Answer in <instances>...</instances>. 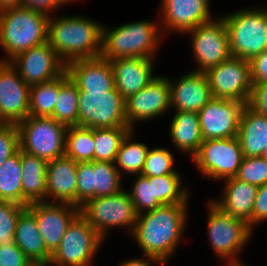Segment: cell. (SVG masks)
<instances>
[{"mask_svg": "<svg viewBox=\"0 0 267 266\" xmlns=\"http://www.w3.org/2000/svg\"><path fill=\"white\" fill-rule=\"evenodd\" d=\"M188 211V204H169L140 213L131 236L144 255L167 263L182 241Z\"/></svg>", "mask_w": 267, "mask_h": 266, "instance_id": "cell-1", "label": "cell"}, {"mask_svg": "<svg viewBox=\"0 0 267 266\" xmlns=\"http://www.w3.org/2000/svg\"><path fill=\"white\" fill-rule=\"evenodd\" d=\"M50 15L47 42L67 65L78 59L100 57L102 27L94 20L80 15Z\"/></svg>", "mask_w": 267, "mask_h": 266, "instance_id": "cell-2", "label": "cell"}, {"mask_svg": "<svg viewBox=\"0 0 267 266\" xmlns=\"http://www.w3.org/2000/svg\"><path fill=\"white\" fill-rule=\"evenodd\" d=\"M49 15L24 6L0 10V47L10 62L18 54L47 42Z\"/></svg>", "mask_w": 267, "mask_h": 266, "instance_id": "cell-3", "label": "cell"}, {"mask_svg": "<svg viewBox=\"0 0 267 266\" xmlns=\"http://www.w3.org/2000/svg\"><path fill=\"white\" fill-rule=\"evenodd\" d=\"M160 23L141 20L114 28L102 27L100 57L106 60L143 57L155 60L161 44Z\"/></svg>", "mask_w": 267, "mask_h": 266, "instance_id": "cell-4", "label": "cell"}, {"mask_svg": "<svg viewBox=\"0 0 267 266\" xmlns=\"http://www.w3.org/2000/svg\"><path fill=\"white\" fill-rule=\"evenodd\" d=\"M221 17L231 56L251 61L267 49V8H243Z\"/></svg>", "mask_w": 267, "mask_h": 266, "instance_id": "cell-5", "label": "cell"}, {"mask_svg": "<svg viewBox=\"0 0 267 266\" xmlns=\"http://www.w3.org/2000/svg\"><path fill=\"white\" fill-rule=\"evenodd\" d=\"M207 209L208 237L214 253L226 261V266L245 265L239 255L252 237L253 229L249 223L228 215L211 200Z\"/></svg>", "mask_w": 267, "mask_h": 266, "instance_id": "cell-6", "label": "cell"}, {"mask_svg": "<svg viewBox=\"0 0 267 266\" xmlns=\"http://www.w3.org/2000/svg\"><path fill=\"white\" fill-rule=\"evenodd\" d=\"M20 150L46 162L65 155L67 126L52 117L28 116L16 124Z\"/></svg>", "mask_w": 267, "mask_h": 266, "instance_id": "cell-7", "label": "cell"}, {"mask_svg": "<svg viewBox=\"0 0 267 266\" xmlns=\"http://www.w3.org/2000/svg\"><path fill=\"white\" fill-rule=\"evenodd\" d=\"M80 214L105 240L109 230L115 227L134 231L138 213L129 196L128 190L105 197H96L80 207Z\"/></svg>", "mask_w": 267, "mask_h": 266, "instance_id": "cell-8", "label": "cell"}, {"mask_svg": "<svg viewBox=\"0 0 267 266\" xmlns=\"http://www.w3.org/2000/svg\"><path fill=\"white\" fill-rule=\"evenodd\" d=\"M105 241L79 213L69 224L49 266H93L94 256Z\"/></svg>", "mask_w": 267, "mask_h": 266, "instance_id": "cell-9", "label": "cell"}, {"mask_svg": "<svg viewBox=\"0 0 267 266\" xmlns=\"http://www.w3.org/2000/svg\"><path fill=\"white\" fill-rule=\"evenodd\" d=\"M78 107V126L80 127H128L126 102L115 87L106 92L79 90Z\"/></svg>", "mask_w": 267, "mask_h": 266, "instance_id": "cell-10", "label": "cell"}, {"mask_svg": "<svg viewBox=\"0 0 267 266\" xmlns=\"http://www.w3.org/2000/svg\"><path fill=\"white\" fill-rule=\"evenodd\" d=\"M243 158L239 139L234 137L203 140L191 161L202 178L222 181L236 176Z\"/></svg>", "mask_w": 267, "mask_h": 266, "instance_id": "cell-11", "label": "cell"}, {"mask_svg": "<svg viewBox=\"0 0 267 266\" xmlns=\"http://www.w3.org/2000/svg\"><path fill=\"white\" fill-rule=\"evenodd\" d=\"M185 34L191 36V49L197 64L194 71L206 73L231 57L228 34L222 17H214Z\"/></svg>", "mask_w": 267, "mask_h": 266, "instance_id": "cell-12", "label": "cell"}, {"mask_svg": "<svg viewBox=\"0 0 267 266\" xmlns=\"http://www.w3.org/2000/svg\"><path fill=\"white\" fill-rule=\"evenodd\" d=\"M213 98L248 104L252 94L251 63L231 56L206 72Z\"/></svg>", "mask_w": 267, "mask_h": 266, "instance_id": "cell-13", "label": "cell"}, {"mask_svg": "<svg viewBox=\"0 0 267 266\" xmlns=\"http://www.w3.org/2000/svg\"><path fill=\"white\" fill-rule=\"evenodd\" d=\"M126 121L130 129L135 123L162 116L171 108L168 77L157 76L146 87L125 100Z\"/></svg>", "mask_w": 267, "mask_h": 266, "instance_id": "cell-14", "label": "cell"}, {"mask_svg": "<svg viewBox=\"0 0 267 266\" xmlns=\"http://www.w3.org/2000/svg\"><path fill=\"white\" fill-rule=\"evenodd\" d=\"M245 106L236 100L212 98L198 112L203 139L237 137Z\"/></svg>", "mask_w": 267, "mask_h": 266, "instance_id": "cell-15", "label": "cell"}, {"mask_svg": "<svg viewBox=\"0 0 267 266\" xmlns=\"http://www.w3.org/2000/svg\"><path fill=\"white\" fill-rule=\"evenodd\" d=\"M10 63L30 87L51 81L66 71V64L48 42L18 54Z\"/></svg>", "mask_w": 267, "mask_h": 266, "instance_id": "cell-16", "label": "cell"}, {"mask_svg": "<svg viewBox=\"0 0 267 266\" xmlns=\"http://www.w3.org/2000/svg\"><path fill=\"white\" fill-rule=\"evenodd\" d=\"M30 86L10 62L0 61V121L17 124L30 115Z\"/></svg>", "mask_w": 267, "mask_h": 266, "instance_id": "cell-17", "label": "cell"}, {"mask_svg": "<svg viewBox=\"0 0 267 266\" xmlns=\"http://www.w3.org/2000/svg\"><path fill=\"white\" fill-rule=\"evenodd\" d=\"M35 215L46 249L53 254L80 208L66 203L35 202L27 206Z\"/></svg>", "mask_w": 267, "mask_h": 266, "instance_id": "cell-18", "label": "cell"}, {"mask_svg": "<svg viewBox=\"0 0 267 266\" xmlns=\"http://www.w3.org/2000/svg\"><path fill=\"white\" fill-rule=\"evenodd\" d=\"M209 4V0H161L162 19L159 22H162L161 30H165L162 32L185 34L199 24L213 20Z\"/></svg>", "mask_w": 267, "mask_h": 266, "instance_id": "cell-19", "label": "cell"}, {"mask_svg": "<svg viewBox=\"0 0 267 266\" xmlns=\"http://www.w3.org/2000/svg\"><path fill=\"white\" fill-rule=\"evenodd\" d=\"M174 81L168 78L174 111L199 112L213 98L206 73L190 71Z\"/></svg>", "mask_w": 267, "mask_h": 266, "instance_id": "cell-20", "label": "cell"}, {"mask_svg": "<svg viewBox=\"0 0 267 266\" xmlns=\"http://www.w3.org/2000/svg\"><path fill=\"white\" fill-rule=\"evenodd\" d=\"M46 202L77 206V162L72 158L64 155L48 162Z\"/></svg>", "mask_w": 267, "mask_h": 266, "instance_id": "cell-21", "label": "cell"}, {"mask_svg": "<svg viewBox=\"0 0 267 266\" xmlns=\"http://www.w3.org/2000/svg\"><path fill=\"white\" fill-rule=\"evenodd\" d=\"M154 59L133 57L110 60L115 88L126 100L156 78Z\"/></svg>", "mask_w": 267, "mask_h": 266, "instance_id": "cell-22", "label": "cell"}, {"mask_svg": "<svg viewBox=\"0 0 267 266\" xmlns=\"http://www.w3.org/2000/svg\"><path fill=\"white\" fill-rule=\"evenodd\" d=\"M66 71L78 89L85 92H106L115 87L110 60L101 57L74 60L66 65Z\"/></svg>", "mask_w": 267, "mask_h": 266, "instance_id": "cell-23", "label": "cell"}, {"mask_svg": "<svg viewBox=\"0 0 267 266\" xmlns=\"http://www.w3.org/2000/svg\"><path fill=\"white\" fill-rule=\"evenodd\" d=\"M14 243L34 265H48L51 253L46 249L35 215L26 208L16 224Z\"/></svg>", "mask_w": 267, "mask_h": 266, "instance_id": "cell-24", "label": "cell"}, {"mask_svg": "<svg viewBox=\"0 0 267 266\" xmlns=\"http://www.w3.org/2000/svg\"><path fill=\"white\" fill-rule=\"evenodd\" d=\"M224 181L222 199H214L212 202L228 215L247 221L251 227L253 205L258 187L235 177Z\"/></svg>", "mask_w": 267, "mask_h": 266, "instance_id": "cell-25", "label": "cell"}, {"mask_svg": "<svg viewBox=\"0 0 267 266\" xmlns=\"http://www.w3.org/2000/svg\"><path fill=\"white\" fill-rule=\"evenodd\" d=\"M237 138L244 157H260L267 145V116L248 104L243 109Z\"/></svg>", "mask_w": 267, "mask_h": 266, "instance_id": "cell-26", "label": "cell"}, {"mask_svg": "<svg viewBox=\"0 0 267 266\" xmlns=\"http://www.w3.org/2000/svg\"><path fill=\"white\" fill-rule=\"evenodd\" d=\"M169 134L174 147L191 158L198 152L202 141L198 112L175 111Z\"/></svg>", "mask_w": 267, "mask_h": 266, "instance_id": "cell-27", "label": "cell"}, {"mask_svg": "<svg viewBox=\"0 0 267 266\" xmlns=\"http://www.w3.org/2000/svg\"><path fill=\"white\" fill-rule=\"evenodd\" d=\"M20 161L22 167V205L27 207L31 203L46 202L48 162L21 150Z\"/></svg>", "mask_w": 267, "mask_h": 266, "instance_id": "cell-28", "label": "cell"}, {"mask_svg": "<svg viewBox=\"0 0 267 266\" xmlns=\"http://www.w3.org/2000/svg\"><path fill=\"white\" fill-rule=\"evenodd\" d=\"M134 132L131 129L124 137L114 162L121 176L141 174L150 149L145 143L133 141Z\"/></svg>", "mask_w": 267, "mask_h": 266, "instance_id": "cell-29", "label": "cell"}, {"mask_svg": "<svg viewBox=\"0 0 267 266\" xmlns=\"http://www.w3.org/2000/svg\"><path fill=\"white\" fill-rule=\"evenodd\" d=\"M78 97V86L65 71L62 74V87L51 117L67 127L78 126Z\"/></svg>", "mask_w": 267, "mask_h": 266, "instance_id": "cell-30", "label": "cell"}, {"mask_svg": "<svg viewBox=\"0 0 267 266\" xmlns=\"http://www.w3.org/2000/svg\"><path fill=\"white\" fill-rule=\"evenodd\" d=\"M65 155L77 163L95 161L93 128L80 126L67 127Z\"/></svg>", "mask_w": 267, "mask_h": 266, "instance_id": "cell-31", "label": "cell"}, {"mask_svg": "<svg viewBox=\"0 0 267 266\" xmlns=\"http://www.w3.org/2000/svg\"><path fill=\"white\" fill-rule=\"evenodd\" d=\"M62 87V75L30 87L29 108L30 116L51 117L59 90Z\"/></svg>", "mask_w": 267, "mask_h": 266, "instance_id": "cell-32", "label": "cell"}, {"mask_svg": "<svg viewBox=\"0 0 267 266\" xmlns=\"http://www.w3.org/2000/svg\"><path fill=\"white\" fill-rule=\"evenodd\" d=\"M22 167L20 150L0 167V200L22 205Z\"/></svg>", "mask_w": 267, "mask_h": 266, "instance_id": "cell-33", "label": "cell"}, {"mask_svg": "<svg viewBox=\"0 0 267 266\" xmlns=\"http://www.w3.org/2000/svg\"><path fill=\"white\" fill-rule=\"evenodd\" d=\"M180 173L150 177L153 182L154 197L162 204H188L189 189L184 187ZM183 185V186H182Z\"/></svg>", "mask_w": 267, "mask_h": 266, "instance_id": "cell-34", "label": "cell"}, {"mask_svg": "<svg viewBox=\"0 0 267 266\" xmlns=\"http://www.w3.org/2000/svg\"><path fill=\"white\" fill-rule=\"evenodd\" d=\"M129 127L93 128L95 161L115 162L121 142Z\"/></svg>", "mask_w": 267, "mask_h": 266, "instance_id": "cell-35", "label": "cell"}, {"mask_svg": "<svg viewBox=\"0 0 267 266\" xmlns=\"http://www.w3.org/2000/svg\"><path fill=\"white\" fill-rule=\"evenodd\" d=\"M122 178L114 162L94 161L93 198L119 193L123 189Z\"/></svg>", "mask_w": 267, "mask_h": 266, "instance_id": "cell-36", "label": "cell"}, {"mask_svg": "<svg viewBox=\"0 0 267 266\" xmlns=\"http://www.w3.org/2000/svg\"><path fill=\"white\" fill-rule=\"evenodd\" d=\"M174 154L164 147L150 148L144 163L141 175L146 177H158L173 173L175 170Z\"/></svg>", "mask_w": 267, "mask_h": 266, "instance_id": "cell-37", "label": "cell"}, {"mask_svg": "<svg viewBox=\"0 0 267 266\" xmlns=\"http://www.w3.org/2000/svg\"><path fill=\"white\" fill-rule=\"evenodd\" d=\"M132 184L133 187L128 193L138 214L162 206L154 197L153 182H150V177L136 175Z\"/></svg>", "mask_w": 267, "mask_h": 266, "instance_id": "cell-38", "label": "cell"}, {"mask_svg": "<svg viewBox=\"0 0 267 266\" xmlns=\"http://www.w3.org/2000/svg\"><path fill=\"white\" fill-rule=\"evenodd\" d=\"M26 208L15 202L0 200V244L14 242L17 221Z\"/></svg>", "mask_w": 267, "mask_h": 266, "instance_id": "cell-39", "label": "cell"}, {"mask_svg": "<svg viewBox=\"0 0 267 266\" xmlns=\"http://www.w3.org/2000/svg\"><path fill=\"white\" fill-rule=\"evenodd\" d=\"M236 179L257 187L267 183V161L261 157H244Z\"/></svg>", "mask_w": 267, "mask_h": 266, "instance_id": "cell-40", "label": "cell"}, {"mask_svg": "<svg viewBox=\"0 0 267 266\" xmlns=\"http://www.w3.org/2000/svg\"><path fill=\"white\" fill-rule=\"evenodd\" d=\"M94 161L77 163V207L93 199Z\"/></svg>", "mask_w": 267, "mask_h": 266, "instance_id": "cell-41", "label": "cell"}, {"mask_svg": "<svg viewBox=\"0 0 267 266\" xmlns=\"http://www.w3.org/2000/svg\"><path fill=\"white\" fill-rule=\"evenodd\" d=\"M19 150L20 143L17 125L2 123L0 125V167Z\"/></svg>", "mask_w": 267, "mask_h": 266, "instance_id": "cell-42", "label": "cell"}, {"mask_svg": "<svg viewBox=\"0 0 267 266\" xmlns=\"http://www.w3.org/2000/svg\"><path fill=\"white\" fill-rule=\"evenodd\" d=\"M0 266H34V264L14 242H7L0 244Z\"/></svg>", "mask_w": 267, "mask_h": 266, "instance_id": "cell-43", "label": "cell"}, {"mask_svg": "<svg viewBox=\"0 0 267 266\" xmlns=\"http://www.w3.org/2000/svg\"><path fill=\"white\" fill-rule=\"evenodd\" d=\"M265 221H267V183L257 188L251 217V228L254 230L255 226Z\"/></svg>", "mask_w": 267, "mask_h": 266, "instance_id": "cell-44", "label": "cell"}, {"mask_svg": "<svg viewBox=\"0 0 267 266\" xmlns=\"http://www.w3.org/2000/svg\"><path fill=\"white\" fill-rule=\"evenodd\" d=\"M248 105L256 112L267 116V82L253 84Z\"/></svg>", "mask_w": 267, "mask_h": 266, "instance_id": "cell-45", "label": "cell"}, {"mask_svg": "<svg viewBox=\"0 0 267 266\" xmlns=\"http://www.w3.org/2000/svg\"><path fill=\"white\" fill-rule=\"evenodd\" d=\"M250 63L252 84L267 82V49L255 56Z\"/></svg>", "mask_w": 267, "mask_h": 266, "instance_id": "cell-46", "label": "cell"}, {"mask_svg": "<svg viewBox=\"0 0 267 266\" xmlns=\"http://www.w3.org/2000/svg\"><path fill=\"white\" fill-rule=\"evenodd\" d=\"M65 4H67L65 0H20V6L43 12L49 16Z\"/></svg>", "mask_w": 267, "mask_h": 266, "instance_id": "cell-47", "label": "cell"}, {"mask_svg": "<svg viewBox=\"0 0 267 266\" xmlns=\"http://www.w3.org/2000/svg\"><path fill=\"white\" fill-rule=\"evenodd\" d=\"M144 256L145 258L141 257V258L128 259L125 260L124 262L122 261L121 264L118 266H153V265L161 266L165 264V262L162 259L148 255Z\"/></svg>", "mask_w": 267, "mask_h": 266, "instance_id": "cell-48", "label": "cell"}, {"mask_svg": "<svg viewBox=\"0 0 267 266\" xmlns=\"http://www.w3.org/2000/svg\"><path fill=\"white\" fill-rule=\"evenodd\" d=\"M20 6V0H0V10Z\"/></svg>", "mask_w": 267, "mask_h": 266, "instance_id": "cell-49", "label": "cell"}, {"mask_svg": "<svg viewBox=\"0 0 267 266\" xmlns=\"http://www.w3.org/2000/svg\"><path fill=\"white\" fill-rule=\"evenodd\" d=\"M260 157L267 161V145L265 149L262 151Z\"/></svg>", "mask_w": 267, "mask_h": 266, "instance_id": "cell-50", "label": "cell"}]
</instances>
